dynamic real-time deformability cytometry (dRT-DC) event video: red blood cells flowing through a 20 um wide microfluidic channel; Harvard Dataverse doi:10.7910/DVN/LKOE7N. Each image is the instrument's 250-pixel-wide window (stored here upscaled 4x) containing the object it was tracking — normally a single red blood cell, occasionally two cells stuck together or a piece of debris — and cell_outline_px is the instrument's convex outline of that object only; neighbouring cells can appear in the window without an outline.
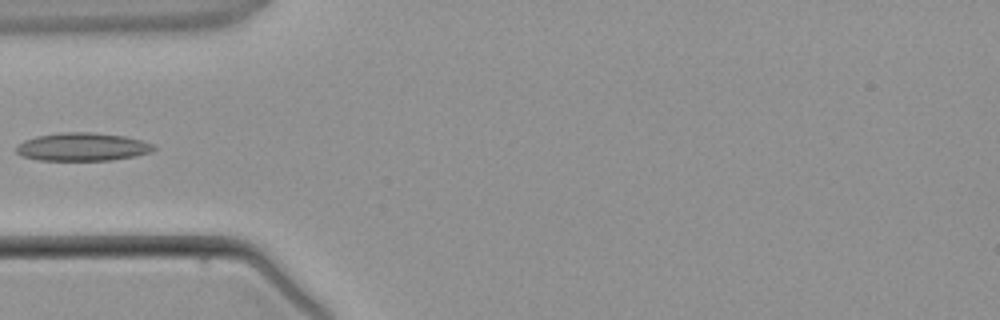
{"species": "common noctule bat (a hibernating species)", "species_latin": "Nyctalus noctula", "temperature_condition": "warm", "stored_images_in_passage": 1, "camera_frame_rate_fps": 3000, "um_per_image_px": 0.085, "animal": {"sex": "male", "body_mass_g": 21.5, "forearm_length_mm": 52.0}, "frame": {"image": 1, "passage_image": 1, "time_ms": 0.0, "image_size_px": [1000, 320], "cell_outline_px": [[156, 148], [152, 152], [136, 156], [112, 160], [40, 160], [20, 156], [16, 152], [16, 144], [24, 140], [36, 136], [60, 132], [92, 132], [124, 136], [144, 140], [156, 144]], "centroid_in_image_um": [7.03, 12.48], "position_along_channel_um": 78.0, "area_um2": 22.89}}